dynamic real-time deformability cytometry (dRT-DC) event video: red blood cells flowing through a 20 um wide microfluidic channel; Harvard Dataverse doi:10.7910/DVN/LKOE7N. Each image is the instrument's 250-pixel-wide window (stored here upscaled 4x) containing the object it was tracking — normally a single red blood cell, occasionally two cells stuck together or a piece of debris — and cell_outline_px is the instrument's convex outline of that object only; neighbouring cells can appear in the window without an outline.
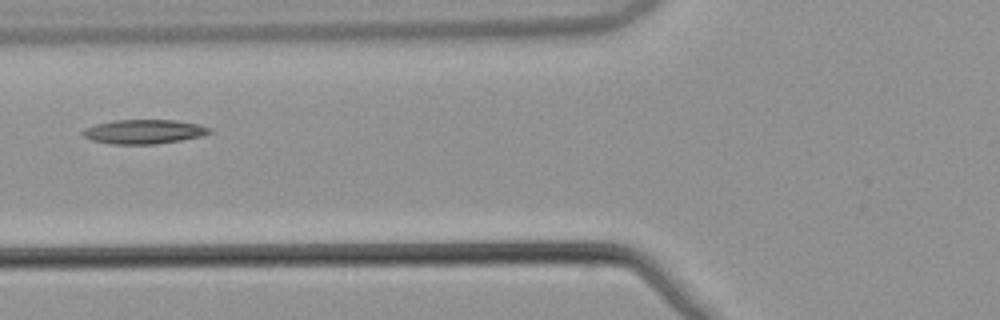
{"species": "common noctule bat (a hibernating species)", "species_latin": "Nyctalus noctula", "temperature_condition": "warm", "stored_images_in_passage": 4, "camera_frame_rate_fps": 3000, "um_per_image_px": 0.085, "animal": {"sex": "male", "body_mass_g": 21.5, "forearm_length_mm": 52.0}, "frame": {"image": 1, "passage_image": 4, "time_ms": 1.0, "image_size_px": [1000, 320], "cell_outline_px": [[212, 132], [204, 136], [156, 144], [112, 144], [92, 140], [84, 136], [80, 132], [84, 128], [96, 124], [112, 120], [176, 120], [196, 124], [212, 128]], "centroid_in_image_um": [12.24, 11.19], "position_along_channel_um": 113.6, "area_um2": 17.98}}